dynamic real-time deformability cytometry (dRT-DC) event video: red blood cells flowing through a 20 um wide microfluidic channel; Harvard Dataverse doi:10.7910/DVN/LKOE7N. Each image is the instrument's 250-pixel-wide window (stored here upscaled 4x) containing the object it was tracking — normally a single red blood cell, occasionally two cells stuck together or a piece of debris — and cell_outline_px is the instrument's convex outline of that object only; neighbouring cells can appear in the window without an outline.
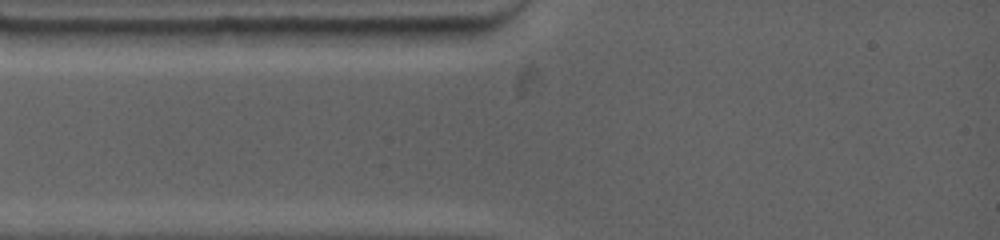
{"species": "common noctule bat (a hibernating species)", "species_latin": "Nyctalus noctula", "temperature_condition": "warm", "stored_images_in_passage": 3, "camera_frame_rate_fps": 4500, "um_per_image_px": 0.085, "animal": {"sex": "female", "body_mass_g": 19.0, "forearm_length_mm": 53.3}, "frame": {"image": 1, "passage_image": 1, "time_ms": 0.0, "image_size_px": [1000, 240], "cell_outline_px": [[332, 32], [324, 44], [212, 48], [208, 44], [200, 32], [212, 28], [332, 28]], "centroid_in_image_um": [22.51, 3.13], "position_along_channel_um": 62.5, "area_um2": 16.07}}